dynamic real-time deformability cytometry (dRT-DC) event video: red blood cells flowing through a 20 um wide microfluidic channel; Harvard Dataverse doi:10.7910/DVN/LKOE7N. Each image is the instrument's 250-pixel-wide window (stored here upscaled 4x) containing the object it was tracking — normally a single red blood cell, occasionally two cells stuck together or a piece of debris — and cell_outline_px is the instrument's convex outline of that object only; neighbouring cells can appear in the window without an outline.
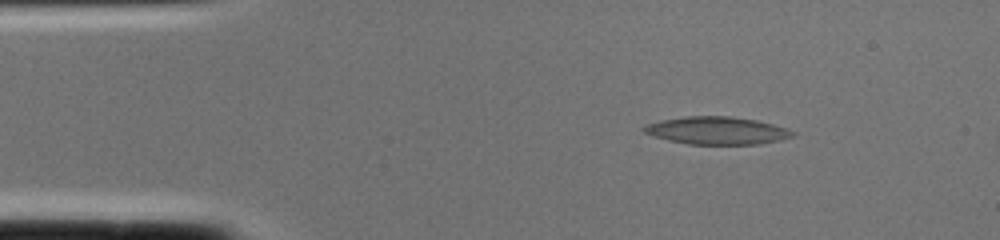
{"species": "common noctule bat (a hibernating species)", "species_latin": "Nyctalus noctula", "temperature_condition": "cold", "stored_images_in_passage": 2, "camera_frame_rate_fps": 3000, "um_per_image_px": 0.085, "animal": {"sex": "female", "body_mass_g": 22.0, "forearm_length_mm": 56.7}, "frame": {"image": 1, "passage_image": 1, "time_ms": 0.0, "image_size_px": [1000, 240], "cell_outline_px": [[796, 136], [780, 140], [760, 144], [688, 144], [668, 140], [644, 132], [640, 128], [644, 124], [660, 120], [684, 116], [732, 116], [756, 120], [788, 128], [796, 132]], "centroid_in_image_um": [60.95, 11.09], "position_along_channel_um": 24.0, "area_um2": 24.16}}